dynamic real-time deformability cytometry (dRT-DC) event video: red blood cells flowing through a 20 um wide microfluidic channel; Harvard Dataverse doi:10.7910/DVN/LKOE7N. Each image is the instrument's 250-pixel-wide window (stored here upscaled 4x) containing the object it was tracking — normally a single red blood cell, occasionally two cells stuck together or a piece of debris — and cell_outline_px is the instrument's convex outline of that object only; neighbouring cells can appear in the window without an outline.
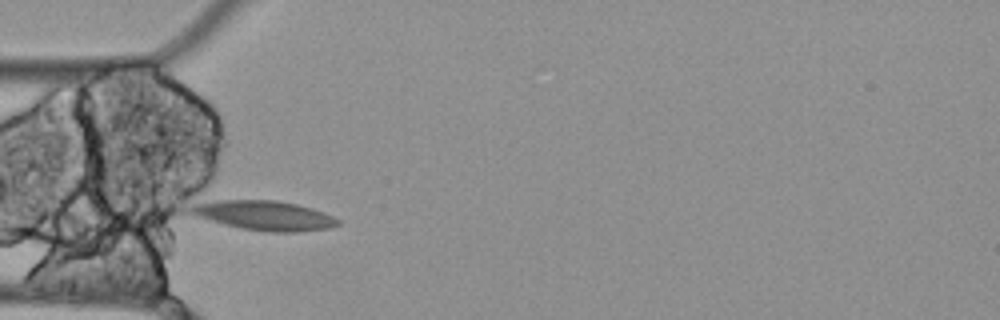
{"species": "Egyptian fruit bat (a non-hibernating species)", "species_latin": "Rousettus aegyptiacus", "temperature_condition": "cold", "stored_images_in_passage": 3, "camera_frame_rate_fps": 3000, "um_per_image_px": 0.085, "animal": {"sex": "female"}, "frame": {"image": 1, "passage_image": 3, "time_ms": 0.667, "image_size_px": [1000, 320], "cell_outline_px": [[340, 224], [328, 228], [296, 232], [268, 232], [240, 228], [224, 224], [196, 216], [188, 212], [188, 208], [196, 204], [220, 200], [276, 200], [296, 204], [312, 208], [324, 212], [340, 220]], "centroid_in_image_um": [22.48, 18.32], "position_along_channel_um": 62.5, "area_um2": 25.2}}